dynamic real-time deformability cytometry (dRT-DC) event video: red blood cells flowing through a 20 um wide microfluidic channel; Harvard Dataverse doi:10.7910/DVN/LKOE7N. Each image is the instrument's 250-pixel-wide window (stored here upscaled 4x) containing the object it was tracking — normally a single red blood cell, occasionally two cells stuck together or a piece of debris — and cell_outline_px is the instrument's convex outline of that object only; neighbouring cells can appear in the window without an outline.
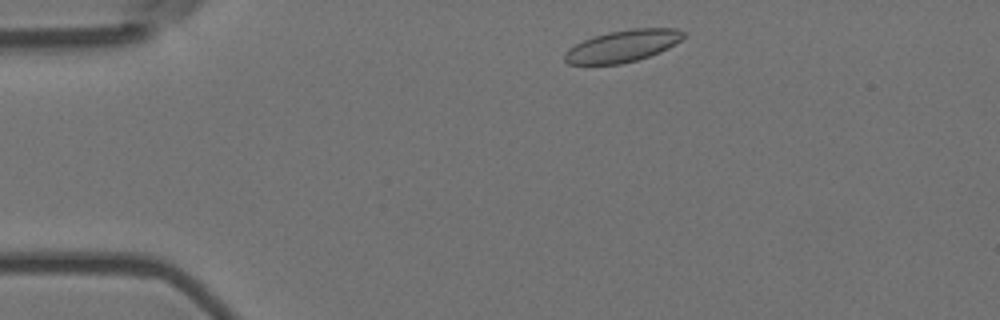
{"species": "Egyptian fruit bat (a non-hibernating species)", "species_latin": "Rousettus aegyptiacus", "temperature_condition": "room temperature", "stored_images_in_passage": 48, "camera_frame_rate_fps": 3000, "um_per_image_px": 0.085, "animal": {"sex": "female"}, "frame": {"image": 1, "passage_image": 3, "time_ms": 0.667, "image_size_px": [1000, 320], "cell_outline_px": [[684, 36], [680, 40], [668, 48], [660, 52], [636, 60], [620, 64], [568, 64], [564, 60], [564, 52], [568, 48], [584, 40], [608, 32], [632, 28], [676, 28], [684, 32]], "centroid_in_image_um": [52.91, 3.91], "position_along_channel_um": 32.1, "area_um2": 21.91}}
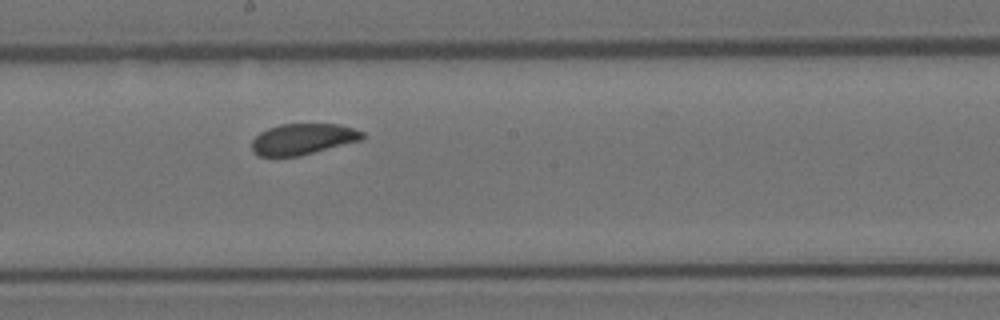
{"frame": {"image": 2, "passage_image": 23, "time_ms": 7.333, "image_size_px": [1000, 320], "cell_outline_px": [[364, 136], [360, 140], [300, 156], [256, 156], [252, 152], [252, 140], [260, 132], [268, 128], [280, 124], [340, 124], [364, 132]], "centroid_in_image_um": [25.71, 11.82], "position_along_channel_um": 222.5, "area_um2": 19.94}}
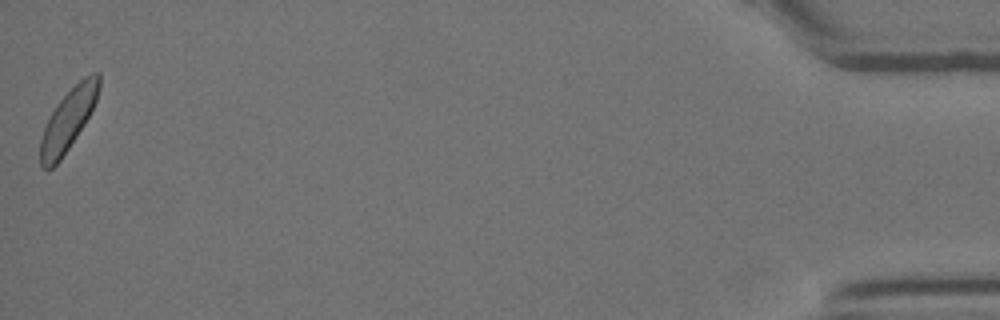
{"frame": {"image": 3, "passage_image": 48, "time_ms": 15.667, "image_size_px": [1000, 320], "cell_outline_px": [[100, 88], [96, 100], [84, 124], [60, 160], [52, 168], [44, 168], [40, 164], [40, 140], [44, 128], [56, 104], [84, 76], [92, 72], [100, 72]], "centroid_in_image_um": [5.8, 10.15], "position_along_channel_um": 429.4, "area_um2": 20.46}, "authors_computed_cell_mechanics": {"area_um2": 21.1548, "velocity_mm_per_s": 3.6175, "shape_relaxation_time_tau1_ms": 2.6197, "shape_relaxation_time_tau2_ms": 1.4367, "deformation_change_tau1": 0.0717, "deformation_change_tau2": 0.0632}}